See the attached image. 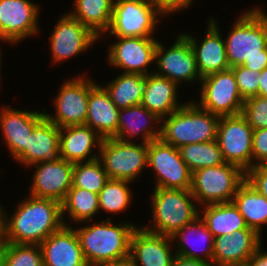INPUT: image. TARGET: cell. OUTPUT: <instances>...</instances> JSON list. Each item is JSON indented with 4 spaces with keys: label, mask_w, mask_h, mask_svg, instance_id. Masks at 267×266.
<instances>
[{
    "label": "cell",
    "mask_w": 267,
    "mask_h": 266,
    "mask_svg": "<svg viewBox=\"0 0 267 266\" xmlns=\"http://www.w3.org/2000/svg\"><path fill=\"white\" fill-rule=\"evenodd\" d=\"M25 196L14 207L15 211H11L12 215L6 212L3 242L40 245L65 225L62 203L29 194Z\"/></svg>",
    "instance_id": "cell-1"
},
{
    "label": "cell",
    "mask_w": 267,
    "mask_h": 266,
    "mask_svg": "<svg viewBox=\"0 0 267 266\" xmlns=\"http://www.w3.org/2000/svg\"><path fill=\"white\" fill-rule=\"evenodd\" d=\"M237 17L224 37L229 66L261 72L267 68V12L253 6Z\"/></svg>",
    "instance_id": "cell-2"
},
{
    "label": "cell",
    "mask_w": 267,
    "mask_h": 266,
    "mask_svg": "<svg viewBox=\"0 0 267 266\" xmlns=\"http://www.w3.org/2000/svg\"><path fill=\"white\" fill-rule=\"evenodd\" d=\"M113 219L107 216L105 220L102 217L100 221H87L76 224L79 227L73 226L89 266H101L130 257V238L139 224L130 220L115 224Z\"/></svg>",
    "instance_id": "cell-3"
},
{
    "label": "cell",
    "mask_w": 267,
    "mask_h": 266,
    "mask_svg": "<svg viewBox=\"0 0 267 266\" xmlns=\"http://www.w3.org/2000/svg\"><path fill=\"white\" fill-rule=\"evenodd\" d=\"M148 200L151 218L148 225L141 227L155 234L171 237L199 215L190 189L153 188Z\"/></svg>",
    "instance_id": "cell-4"
},
{
    "label": "cell",
    "mask_w": 267,
    "mask_h": 266,
    "mask_svg": "<svg viewBox=\"0 0 267 266\" xmlns=\"http://www.w3.org/2000/svg\"><path fill=\"white\" fill-rule=\"evenodd\" d=\"M219 118L189 99L178 110L161 119L160 139L176 148L216 140Z\"/></svg>",
    "instance_id": "cell-5"
},
{
    "label": "cell",
    "mask_w": 267,
    "mask_h": 266,
    "mask_svg": "<svg viewBox=\"0 0 267 266\" xmlns=\"http://www.w3.org/2000/svg\"><path fill=\"white\" fill-rule=\"evenodd\" d=\"M163 18L155 0H114L109 28L99 40L107 37H155Z\"/></svg>",
    "instance_id": "cell-6"
},
{
    "label": "cell",
    "mask_w": 267,
    "mask_h": 266,
    "mask_svg": "<svg viewBox=\"0 0 267 266\" xmlns=\"http://www.w3.org/2000/svg\"><path fill=\"white\" fill-rule=\"evenodd\" d=\"M246 180V172L239 166L224 163L192 173L190 191L200 206L230 203L238 187Z\"/></svg>",
    "instance_id": "cell-7"
},
{
    "label": "cell",
    "mask_w": 267,
    "mask_h": 266,
    "mask_svg": "<svg viewBox=\"0 0 267 266\" xmlns=\"http://www.w3.org/2000/svg\"><path fill=\"white\" fill-rule=\"evenodd\" d=\"M147 158V143L103 138L100 144L98 159L109 179L137 182L148 169Z\"/></svg>",
    "instance_id": "cell-8"
},
{
    "label": "cell",
    "mask_w": 267,
    "mask_h": 266,
    "mask_svg": "<svg viewBox=\"0 0 267 266\" xmlns=\"http://www.w3.org/2000/svg\"><path fill=\"white\" fill-rule=\"evenodd\" d=\"M91 77L84 71L80 75L64 79L53 97L55 111L49 113L44 108L45 117L59 128L85 124L89 91L98 82Z\"/></svg>",
    "instance_id": "cell-9"
},
{
    "label": "cell",
    "mask_w": 267,
    "mask_h": 266,
    "mask_svg": "<svg viewBox=\"0 0 267 266\" xmlns=\"http://www.w3.org/2000/svg\"><path fill=\"white\" fill-rule=\"evenodd\" d=\"M166 46L158 39L154 73L174 81L180 88L185 82L187 85L198 82L199 86L202 77L189 40L179 33L173 43L169 47Z\"/></svg>",
    "instance_id": "cell-10"
},
{
    "label": "cell",
    "mask_w": 267,
    "mask_h": 266,
    "mask_svg": "<svg viewBox=\"0 0 267 266\" xmlns=\"http://www.w3.org/2000/svg\"><path fill=\"white\" fill-rule=\"evenodd\" d=\"M199 84L198 100L196 98L192 100L200 108L220 117L236 116L242 113L244 99L239 93L231 69L209 74L203 77Z\"/></svg>",
    "instance_id": "cell-11"
},
{
    "label": "cell",
    "mask_w": 267,
    "mask_h": 266,
    "mask_svg": "<svg viewBox=\"0 0 267 266\" xmlns=\"http://www.w3.org/2000/svg\"><path fill=\"white\" fill-rule=\"evenodd\" d=\"M147 168H150L155 178L153 188H191L192 172L181 158L179 149L161 139L148 143Z\"/></svg>",
    "instance_id": "cell-12"
},
{
    "label": "cell",
    "mask_w": 267,
    "mask_h": 266,
    "mask_svg": "<svg viewBox=\"0 0 267 266\" xmlns=\"http://www.w3.org/2000/svg\"><path fill=\"white\" fill-rule=\"evenodd\" d=\"M108 43L106 61L116 71L148 75L154 73L155 52L158 40L155 37H114ZM110 44V45H109Z\"/></svg>",
    "instance_id": "cell-13"
},
{
    "label": "cell",
    "mask_w": 267,
    "mask_h": 266,
    "mask_svg": "<svg viewBox=\"0 0 267 266\" xmlns=\"http://www.w3.org/2000/svg\"><path fill=\"white\" fill-rule=\"evenodd\" d=\"M39 7L40 5L33 0H0L2 44L16 46L26 39L28 41V38H37L41 31L39 23L41 7Z\"/></svg>",
    "instance_id": "cell-14"
},
{
    "label": "cell",
    "mask_w": 267,
    "mask_h": 266,
    "mask_svg": "<svg viewBox=\"0 0 267 266\" xmlns=\"http://www.w3.org/2000/svg\"><path fill=\"white\" fill-rule=\"evenodd\" d=\"M52 29L48 39L51 65H60L80 54L82 56V53L90 50L91 46L100 41L86 26L67 12L61 14Z\"/></svg>",
    "instance_id": "cell-15"
},
{
    "label": "cell",
    "mask_w": 267,
    "mask_h": 266,
    "mask_svg": "<svg viewBox=\"0 0 267 266\" xmlns=\"http://www.w3.org/2000/svg\"><path fill=\"white\" fill-rule=\"evenodd\" d=\"M252 135V127L241 114L219 118L216 141L226 163L244 172L252 168Z\"/></svg>",
    "instance_id": "cell-16"
},
{
    "label": "cell",
    "mask_w": 267,
    "mask_h": 266,
    "mask_svg": "<svg viewBox=\"0 0 267 266\" xmlns=\"http://www.w3.org/2000/svg\"><path fill=\"white\" fill-rule=\"evenodd\" d=\"M217 19L216 17L208 16L206 32H204L202 39L192 35V33H182L191 44L195 53L197 68L202 78L212 73L230 69L224 36H222V30H220V24Z\"/></svg>",
    "instance_id": "cell-17"
},
{
    "label": "cell",
    "mask_w": 267,
    "mask_h": 266,
    "mask_svg": "<svg viewBox=\"0 0 267 266\" xmlns=\"http://www.w3.org/2000/svg\"><path fill=\"white\" fill-rule=\"evenodd\" d=\"M45 117L43 109H17L9 105L0 107L1 136L11 160L15 161L26 149L28 135Z\"/></svg>",
    "instance_id": "cell-18"
},
{
    "label": "cell",
    "mask_w": 267,
    "mask_h": 266,
    "mask_svg": "<svg viewBox=\"0 0 267 266\" xmlns=\"http://www.w3.org/2000/svg\"><path fill=\"white\" fill-rule=\"evenodd\" d=\"M74 164L60 158L55 162H39L30 166L33 175L30 179L29 195L54 199L62 203L72 187Z\"/></svg>",
    "instance_id": "cell-19"
},
{
    "label": "cell",
    "mask_w": 267,
    "mask_h": 266,
    "mask_svg": "<svg viewBox=\"0 0 267 266\" xmlns=\"http://www.w3.org/2000/svg\"><path fill=\"white\" fill-rule=\"evenodd\" d=\"M172 238L155 234L140 225L130 238V258L137 266H171L175 256Z\"/></svg>",
    "instance_id": "cell-20"
},
{
    "label": "cell",
    "mask_w": 267,
    "mask_h": 266,
    "mask_svg": "<svg viewBox=\"0 0 267 266\" xmlns=\"http://www.w3.org/2000/svg\"><path fill=\"white\" fill-rule=\"evenodd\" d=\"M44 266H89L73 226L64 225L40 244Z\"/></svg>",
    "instance_id": "cell-21"
},
{
    "label": "cell",
    "mask_w": 267,
    "mask_h": 266,
    "mask_svg": "<svg viewBox=\"0 0 267 266\" xmlns=\"http://www.w3.org/2000/svg\"><path fill=\"white\" fill-rule=\"evenodd\" d=\"M60 128L44 117L28 135L25 151L15 160L26 167L39 162H55L60 157Z\"/></svg>",
    "instance_id": "cell-22"
},
{
    "label": "cell",
    "mask_w": 267,
    "mask_h": 266,
    "mask_svg": "<svg viewBox=\"0 0 267 266\" xmlns=\"http://www.w3.org/2000/svg\"><path fill=\"white\" fill-rule=\"evenodd\" d=\"M161 119L142 104L119 109L118 131L113 137L126 142L149 143L160 139Z\"/></svg>",
    "instance_id": "cell-23"
},
{
    "label": "cell",
    "mask_w": 267,
    "mask_h": 266,
    "mask_svg": "<svg viewBox=\"0 0 267 266\" xmlns=\"http://www.w3.org/2000/svg\"><path fill=\"white\" fill-rule=\"evenodd\" d=\"M102 139L86 124L61 127L60 157L73 164L95 160L99 156Z\"/></svg>",
    "instance_id": "cell-24"
},
{
    "label": "cell",
    "mask_w": 267,
    "mask_h": 266,
    "mask_svg": "<svg viewBox=\"0 0 267 266\" xmlns=\"http://www.w3.org/2000/svg\"><path fill=\"white\" fill-rule=\"evenodd\" d=\"M262 243V236L251 228L216 237L213 247V266L248 262Z\"/></svg>",
    "instance_id": "cell-25"
},
{
    "label": "cell",
    "mask_w": 267,
    "mask_h": 266,
    "mask_svg": "<svg viewBox=\"0 0 267 266\" xmlns=\"http://www.w3.org/2000/svg\"><path fill=\"white\" fill-rule=\"evenodd\" d=\"M171 238L176 255L203 260L213 266L214 236L199 215Z\"/></svg>",
    "instance_id": "cell-26"
},
{
    "label": "cell",
    "mask_w": 267,
    "mask_h": 266,
    "mask_svg": "<svg viewBox=\"0 0 267 266\" xmlns=\"http://www.w3.org/2000/svg\"><path fill=\"white\" fill-rule=\"evenodd\" d=\"M180 89L174 81L150 73L145 76L141 104L162 119L186 103L179 100Z\"/></svg>",
    "instance_id": "cell-27"
},
{
    "label": "cell",
    "mask_w": 267,
    "mask_h": 266,
    "mask_svg": "<svg viewBox=\"0 0 267 266\" xmlns=\"http://www.w3.org/2000/svg\"><path fill=\"white\" fill-rule=\"evenodd\" d=\"M118 116L119 109L105 88L97 82L89 91L85 124L102 138H113L118 131Z\"/></svg>",
    "instance_id": "cell-28"
},
{
    "label": "cell",
    "mask_w": 267,
    "mask_h": 266,
    "mask_svg": "<svg viewBox=\"0 0 267 266\" xmlns=\"http://www.w3.org/2000/svg\"><path fill=\"white\" fill-rule=\"evenodd\" d=\"M200 208L199 216L214 238L249 228L233 202L210 204Z\"/></svg>",
    "instance_id": "cell-29"
},
{
    "label": "cell",
    "mask_w": 267,
    "mask_h": 266,
    "mask_svg": "<svg viewBox=\"0 0 267 266\" xmlns=\"http://www.w3.org/2000/svg\"><path fill=\"white\" fill-rule=\"evenodd\" d=\"M73 5L67 13L100 39L109 28L114 0H74Z\"/></svg>",
    "instance_id": "cell-30"
},
{
    "label": "cell",
    "mask_w": 267,
    "mask_h": 266,
    "mask_svg": "<svg viewBox=\"0 0 267 266\" xmlns=\"http://www.w3.org/2000/svg\"><path fill=\"white\" fill-rule=\"evenodd\" d=\"M234 205L244 217L247 226L263 236L267 228V200L246 180L238 187L234 195Z\"/></svg>",
    "instance_id": "cell-31"
},
{
    "label": "cell",
    "mask_w": 267,
    "mask_h": 266,
    "mask_svg": "<svg viewBox=\"0 0 267 266\" xmlns=\"http://www.w3.org/2000/svg\"><path fill=\"white\" fill-rule=\"evenodd\" d=\"M99 213L98 194L85 189L71 187L62 202V217L67 226L92 221L94 218L98 220L96 215Z\"/></svg>",
    "instance_id": "cell-32"
},
{
    "label": "cell",
    "mask_w": 267,
    "mask_h": 266,
    "mask_svg": "<svg viewBox=\"0 0 267 266\" xmlns=\"http://www.w3.org/2000/svg\"><path fill=\"white\" fill-rule=\"evenodd\" d=\"M144 85L145 75L124 72L118 73L116 78L102 84L118 109L141 104Z\"/></svg>",
    "instance_id": "cell-33"
},
{
    "label": "cell",
    "mask_w": 267,
    "mask_h": 266,
    "mask_svg": "<svg viewBox=\"0 0 267 266\" xmlns=\"http://www.w3.org/2000/svg\"><path fill=\"white\" fill-rule=\"evenodd\" d=\"M133 183L125 180L108 179L99 192V212L104 214H126L132 206L134 193L131 190ZM133 194V196H132ZM123 212V213H122Z\"/></svg>",
    "instance_id": "cell-34"
},
{
    "label": "cell",
    "mask_w": 267,
    "mask_h": 266,
    "mask_svg": "<svg viewBox=\"0 0 267 266\" xmlns=\"http://www.w3.org/2000/svg\"><path fill=\"white\" fill-rule=\"evenodd\" d=\"M178 149L181 158L192 173L201 168L213 167L226 163L216 140L186 144Z\"/></svg>",
    "instance_id": "cell-35"
},
{
    "label": "cell",
    "mask_w": 267,
    "mask_h": 266,
    "mask_svg": "<svg viewBox=\"0 0 267 266\" xmlns=\"http://www.w3.org/2000/svg\"><path fill=\"white\" fill-rule=\"evenodd\" d=\"M108 179L106 171L98 158L88 162L74 163L72 187L99 194Z\"/></svg>",
    "instance_id": "cell-36"
},
{
    "label": "cell",
    "mask_w": 267,
    "mask_h": 266,
    "mask_svg": "<svg viewBox=\"0 0 267 266\" xmlns=\"http://www.w3.org/2000/svg\"><path fill=\"white\" fill-rule=\"evenodd\" d=\"M4 266H44L39 244L1 243Z\"/></svg>",
    "instance_id": "cell-37"
},
{
    "label": "cell",
    "mask_w": 267,
    "mask_h": 266,
    "mask_svg": "<svg viewBox=\"0 0 267 266\" xmlns=\"http://www.w3.org/2000/svg\"><path fill=\"white\" fill-rule=\"evenodd\" d=\"M241 115L253 130L267 128V97L257 95L245 99Z\"/></svg>",
    "instance_id": "cell-38"
},
{
    "label": "cell",
    "mask_w": 267,
    "mask_h": 266,
    "mask_svg": "<svg viewBox=\"0 0 267 266\" xmlns=\"http://www.w3.org/2000/svg\"><path fill=\"white\" fill-rule=\"evenodd\" d=\"M230 69L234 73L239 93L244 100L258 95L260 72L242 65Z\"/></svg>",
    "instance_id": "cell-39"
},
{
    "label": "cell",
    "mask_w": 267,
    "mask_h": 266,
    "mask_svg": "<svg viewBox=\"0 0 267 266\" xmlns=\"http://www.w3.org/2000/svg\"><path fill=\"white\" fill-rule=\"evenodd\" d=\"M256 165H267V128L253 130L252 167Z\"/></svg>",
    "instance_id": "cell-40"
},
{
    "label": "cell",
    "mask_w": 267,
    "mask_h": 266,
    "mask_svg": "<svg viewBox=\"0 0 267 266\" xmlns=\"http://www.w3.org/2000/svg\"><path fill=\"white\" fill-rule=\"evenodd\" d=\"M246 181L267 200V165H256L246 172Z\"/></svg>",
    "instance_id": "cell-41"
},
{
    "label": "cell",
    "mask_w": 267,
    "mask_h": 266,
    "mask_svg": "<svg viewBox=\"0 0 267 266\" xmlns=\"http://www.w3.org/2000/svg\"><path fill=\"white\" fill-rule=\"evenodd\" d=\"M159 11L161 14L167 19L171 15H175L176 13H182V11H185L190 8V6L193 7L192 4H194V0H155Z\"/></svg>",
    "instance_id": "cell-42"
},
{
    "label": "cell",
    "mask_w": 267,
    "mask_h": 266,
    "mask_svg": "<svg viewBox=\"0 0 267 266\" xmlns=\"http://www.w3.org/2000/svg\"><path fill=\"white\" fill-rule=\"evenodd\" d=\"M171 266H212V264L199 259L175 255L171 262Z\"/></svg>",
    "instance_id": "cell-43"
},
{
    "label": "cell",
    "mask_w": 267,
    "mask_h": 266,
    "mask_svg": "<svg viewBox=\"0 0 267 266\" xmlns=\"http://www.w3.org/2000/svg\"><path fill=\"white\" fill-rule=\"evenodd\" d=\"M248 263L250 266H267V250H264L263 243L249 258Z\"/></svg>",
    "instance_id": "cell-44"
},
{
    "label": "cell",
    "mask_w": 267,
    "mask_h": 266,
    "mask_svg": "<svg viewBox=\"0 0 267 266\" xmlns=\"http://www.w3.org/2000/svg\"><path fill=\"white\" fill-rule=\"evenodd\" d=\"M258 96L267 97V68L260 72Z\"/></svg>",
    "instance_id": "cell-45"
},
{
    "label": "cell",
    "mask_w": 267,
    "mask_h": 266,
    "mask_svg": "<svg viewBox=\"0 0 267 266\" xmlns=\"http://www.w3.org/2000/svg\"><path fill=\"white\" fill-rule=\"evenodd\" d=\"M1 176V175H0ZM1 201V200H0ZM0 202V244L3 242L5 236V221H6V209Z\"/></svg>",
    "instance_id": "cell-46"
},
{
    "label": "cell",
    "mask_w": 267,
    "mask_h": 266,
    "mask_svg": "<svg viewBox=\"0 0 267 266\" xmlns=\"http://www.w3.org/2000/svg\"><path fill=\"white\" fill-rule=\"evenodd\" d=\"M101 266H137L130 257L115 262L107 263Z\"/></svg>",
    "instance_id": "cell-47"
},
{
    "label": "cell",
    "mask_w": 267,
    "mask_h": 266,
    "mask_svg": "<svg viewBox=\"0 0 267 266\" xmlns=\"http://www.w3.org/2000/svg\"><path fill=\"white\" fill-rule=\"evenodd\" d=\"M2 47H3V46L0 45V87H1V85H2L1 82L3 81L2 76H1V75H3V74H2V71H1V69L3 68V67H1V66L3 65V64H2V60H3V59H2V58H3L2 56H3V54H2V50H1ZM0 89H1V88H0ZM0 93H1V90H0Z\"/></svg>",
    "instance_id": "cell-48"
},
{
    "label": "cell",
    "mask_w": 267,
    "mask_h": 266,
    "mask_svg": "<svg viewBox=\"0 0 267 266\" xmlns=\"http://www.w3.org/2000/svg\"><path fill=\"white\" fill-rule=\"evenodd\" d=\"M0 266H4L3 247L0 244Z\"/></svg>",
    "instance_id": "cell-49"
},
{
    "label": "cell",
    "mask_w": 267,
    "mask_h": 266,
    "mask_svg": "<svg viewBox=\"0 0 267 266\" xmlns=\"http://www.w3.org/2000/svg\"><path fill=\"white\" fill-rule=\"evenodd\" d=\"M223 266H250V265L248 262H244V263L226 264Z\"/></svg>",
    "instance_id": "cell-50"
}]
</instances>
